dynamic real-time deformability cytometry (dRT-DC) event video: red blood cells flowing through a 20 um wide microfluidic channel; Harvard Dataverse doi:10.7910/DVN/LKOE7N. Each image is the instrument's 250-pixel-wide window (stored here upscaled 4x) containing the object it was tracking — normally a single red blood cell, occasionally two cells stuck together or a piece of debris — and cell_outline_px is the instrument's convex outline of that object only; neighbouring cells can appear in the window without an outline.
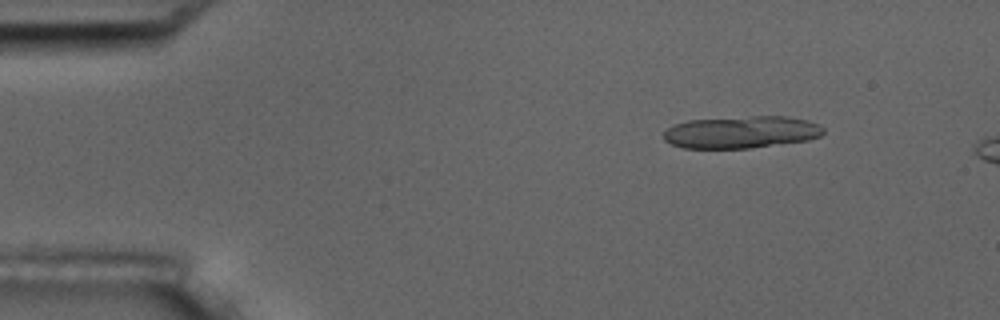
{"species": "common noctule bat (a hibernating species)", "species_latin": "Nyctalus noctula", "temperature_condition": "room temperature", "stored_images_in_passage": 4, "camera_frame_rate_fps": 3000, "um_per_image_px": 0.085, "animal": {"sex": "male", "body_mass_g": 17.5, "forearm_length_mm": 52.3}, "frame": {"image": 1, "passage_image": 2, "time_ms": 2.0, "image_size_px": [1000, 320], "cell_outline_px": [[824, 132], [820, 136], [808, 140], [748, 148], [684, 148], [672, 144], [664, 140], [664, 132], [672, 124], [688, 120], [752, 116], [788, 116], [808, 120], [820, 124], [824, 128]], "centroid_in_image_um": [63.02, 11.22], "position_along_channel_um": 22.0, "area_um2": 30.06}}